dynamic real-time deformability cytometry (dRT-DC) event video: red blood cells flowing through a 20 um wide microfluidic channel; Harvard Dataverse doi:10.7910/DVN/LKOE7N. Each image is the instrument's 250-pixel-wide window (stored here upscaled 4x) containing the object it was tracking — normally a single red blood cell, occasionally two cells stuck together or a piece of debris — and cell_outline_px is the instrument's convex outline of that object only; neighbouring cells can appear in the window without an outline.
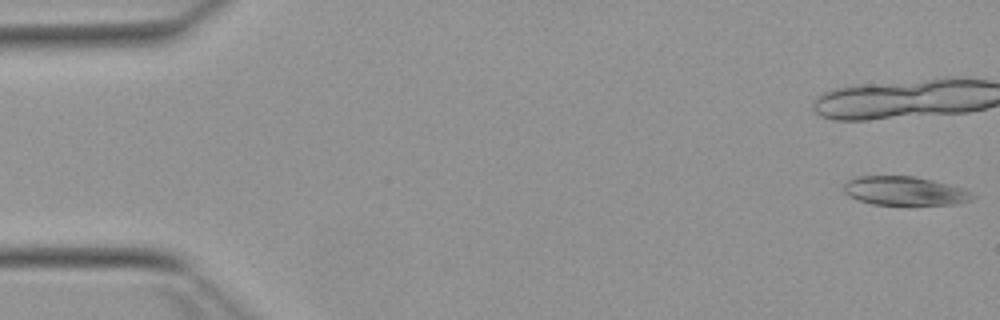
{"species": "Egyptian fruit bat (a non-hibernating species)", "species_latin": "Rousettus aegyptiacus", "temperature_condition": "warm", "stored_images_in_passage": 43, "camera_frame_rate_fps": 3000, "um_per_image_px": 0.085, "animal": {"sex": "female"}, "frame": {"image": 1, "passage_image": 1, "time_ms": 0.0, "image_size_px": [1000, 320], "cell_outline_px": [[976, 196], [972, 200], [952, 204], [872, 204], [860, 200], [844, 192], [844, 184], [848, 180], [860, 176], [912, 176], [932, 180], [964, 188]], "centroid_in_image_um": [76.92, 16.22], "position_along_channel_um": 8.1, "area_um2": 21.27}, "authors_computed_cell_mechanics": {"area_um2": 20.4034, "velocity_mm_per_s": 3.9258, "shape_relaxation_time_tau1_ms": null, "shape_relaxation_time_tau2_ms": 8.6122, "deformation_change_tau1": null, "deformation_change_tau2": 0.2264}}